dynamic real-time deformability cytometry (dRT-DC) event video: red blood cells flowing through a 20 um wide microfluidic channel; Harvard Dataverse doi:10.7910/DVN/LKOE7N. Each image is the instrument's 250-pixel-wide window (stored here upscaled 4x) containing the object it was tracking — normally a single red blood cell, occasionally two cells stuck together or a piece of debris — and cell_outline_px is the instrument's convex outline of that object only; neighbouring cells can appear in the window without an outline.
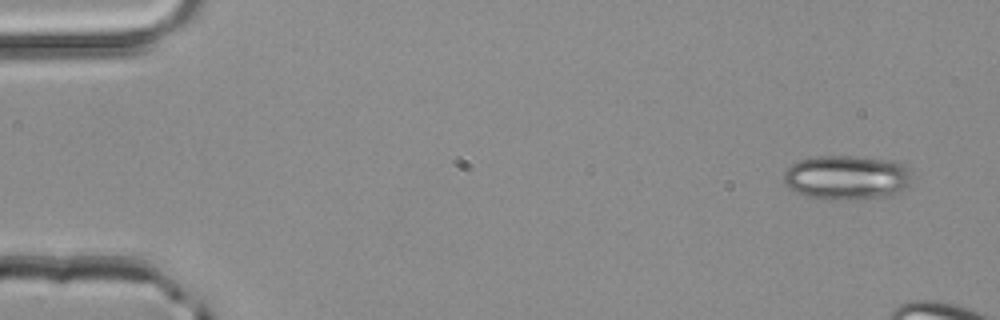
{"species": "common noctule bat (a hibernating species)", "species_latin": "Nyctalus noctula", "temperature_condition": "room temperature", "stored_images_in_passage": 6, "camera_frame_rate_fps": 3000, "um_per_image_px": 0.085, "animal": {"sex": "male", "body_mass_g": 20.4}, "frame": {"image": 1, "passage_image": 1, "time_ms": 0.0, "image_size_px": [1000, 320], "cell_outline_px": [[912, 180], [900, 192], [892, 196], [848, 200], [832, 200], [808, 196], [788, 188], [784, 180], [784, 168], [800, 160], [816, 156], [856, 156], [884, 160], [904, 164], [908, 168], [912, 176]], "centroid_in_image_um": [71.97, 15.09], "position_along_channel_um": 13.0, "area_um2": 33.35}}